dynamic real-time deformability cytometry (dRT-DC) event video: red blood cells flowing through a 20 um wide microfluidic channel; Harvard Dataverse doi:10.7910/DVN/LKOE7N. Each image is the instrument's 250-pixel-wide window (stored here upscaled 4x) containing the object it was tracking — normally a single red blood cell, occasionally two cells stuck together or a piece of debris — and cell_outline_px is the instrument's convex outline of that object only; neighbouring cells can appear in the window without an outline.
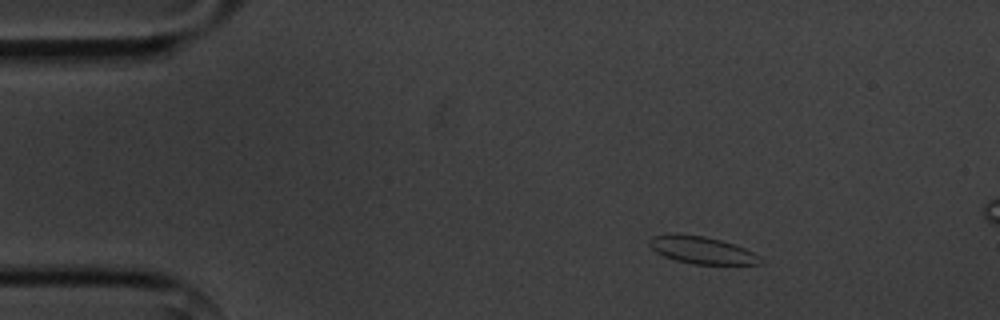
{"species": "common noctule bat (a hibernating species)", "species_latin": "Nyctalus noctula", "temperature_condition": "cold", "stored_images_in_passage": 3, "camera_frame_rate_fps": 3000, "um_per_image_px": 0.085, "animal": {"sex": "male", "body_mass_g": 20.1, "forearm_length_mm": 53.5}, "frame": {"image": 1, "passage_image": 1, "time_ms": 0.0, "image_size_px": [1000, 320], "cell_outline_px": [[764, 264], [692, 264], [676, 260], [664, 256], [656, 252], [648, 244], [648, 240], [652, 236], [672, 232], [704, 236], [720, 240], [744, 248], [760, 256], [764, 260]], "centroid_in_image_um": [59.63, 21.25], "position_along_channel_um": 25.4, "area_um2": 17.8}}